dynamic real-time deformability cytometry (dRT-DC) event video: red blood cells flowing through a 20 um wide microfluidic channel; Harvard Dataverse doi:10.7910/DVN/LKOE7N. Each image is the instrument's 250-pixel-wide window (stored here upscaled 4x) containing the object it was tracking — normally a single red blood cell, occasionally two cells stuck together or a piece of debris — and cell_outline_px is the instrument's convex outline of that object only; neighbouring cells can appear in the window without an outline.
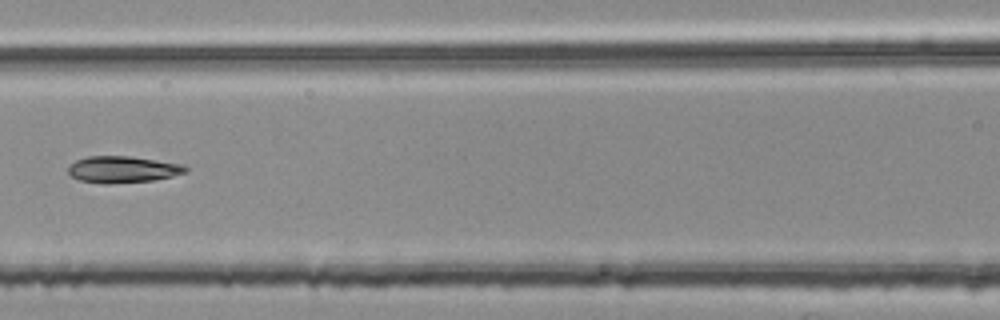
{"species": "common noctule bat (a hibernating species)", "species_latin": "Nyctalus noctula", "temperature_condition": "room temperature", "stored_images_in_passage": 6, "camera_frame_rate_fps": 3000, "um_per_image_px": 0.085, "animal": {"sex": "female", "body_mass_g": 25.1}, "frame": {"image": 1, "passage_image": 6, "time_ms": 1.667, "image_size_px": [1000, 320], "cell_outline_px": [[188, 168], [184, 172], [172, 176], [152, 180], [108, 184], [104, 184], [80, 180], [72, 176], [68, 172], [68, 168], [76, 160], [88, 156], [132, 156], [184, 164]], "centroid_in_image_um": [10.43, 14.39], "position_along_channel_um": 156.2, "area_um2": 18.09}}